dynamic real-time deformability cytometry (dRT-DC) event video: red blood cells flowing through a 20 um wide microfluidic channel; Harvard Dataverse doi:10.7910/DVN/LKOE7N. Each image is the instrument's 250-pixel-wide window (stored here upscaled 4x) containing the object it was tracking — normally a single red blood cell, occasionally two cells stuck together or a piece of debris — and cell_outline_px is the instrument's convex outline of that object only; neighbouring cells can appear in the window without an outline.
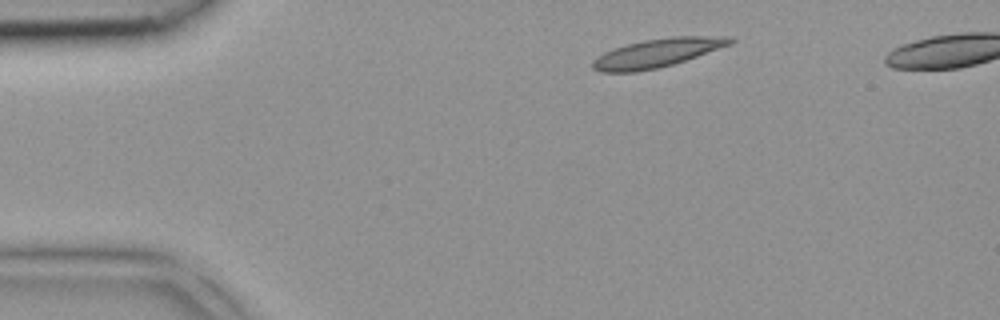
{"species": "common noctule bat (a hibernating species)", "species_latin": "Nyctalus noctula", "temperature_condition": "room temperature", "stored_images_in_passage": 3, "camera_frame_rate_fps": 3000, "um_per_image_px": 0.085, "animal": {"sex": "female", "body_mass_g": 18.4}, "frame": {"image": 1, "passage_image": 1, "time_ms": 0.0, "image_size_px": [1000, 320], "cell_outline_px": [[736, 40], [732, 44], [672, 64], [656, 68], [636, 72], [600, 72], [592, 68], [592, 60], [596, 56], [612, 48], [644, 40], [672, 36], [732, 36]], "centroid_in_image_um": [55.84, 4.49], "position_along_channel_um": 29.2, "area_um2": 22.89}}